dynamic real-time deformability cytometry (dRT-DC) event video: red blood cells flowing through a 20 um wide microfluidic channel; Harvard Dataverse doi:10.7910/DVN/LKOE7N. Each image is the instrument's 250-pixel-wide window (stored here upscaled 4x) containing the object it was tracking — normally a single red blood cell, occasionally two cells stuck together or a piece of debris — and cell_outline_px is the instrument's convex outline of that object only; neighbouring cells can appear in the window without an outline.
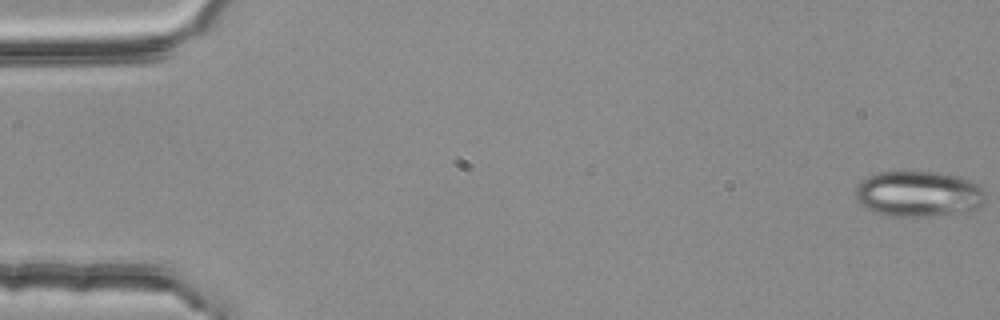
{"species": "common noctule bat (a hibernating species)", "species_latin": "Nyctalus noctula", "temperature_condition": "room temperature", "stored_images_in_passage": 5, "camera_frame_rate_fps": 3000, "um_per_image_px": 0.085, "animal": {"sex": "female", "body_mass_g": 25.1}, "frame": {"image": 1, "passage_image": 1, "time_ms": 0.0, "image_size_px": [1000, 320], "cell_outline_px": [[984, 204], [980, 208], [972, 212], [924, 216], [892, 216], [876, 212], [868, 208], [856, 200], [856, 188], [868, 176], [880, 172], [936, 172], [956, 176], [972, 180], [984, 188]], "centroid_in_image_um": [78.16, 16.49], "position_along_channel_um": 6.8, "area_um2": 34.68}}